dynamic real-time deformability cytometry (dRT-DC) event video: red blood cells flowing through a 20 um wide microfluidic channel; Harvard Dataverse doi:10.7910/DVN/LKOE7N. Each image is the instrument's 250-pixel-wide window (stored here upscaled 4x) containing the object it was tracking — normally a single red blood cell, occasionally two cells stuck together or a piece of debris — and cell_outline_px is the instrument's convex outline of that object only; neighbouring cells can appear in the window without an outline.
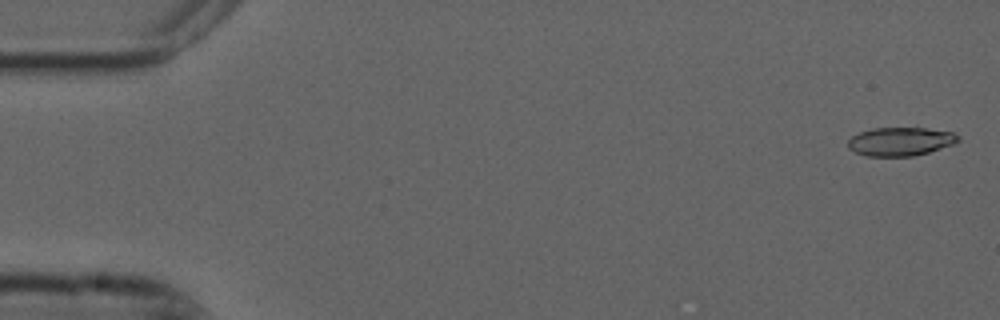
{"species": "common noctule bat (a hibernating species)", "species_latin": "Nyctalus noctula", "temperature_condition": "cold", "stored_images_in_passage": 5, "camera_frame_rate_fps": 3000, "um_per_image_px": 0.085, "animal": {"sex": "male", "forearm_length_mm": 52.5}, "frame": {"image": 1, "passage_image": 1, "time_ms": 0.0, "image_size_px": [1000, 320], "cell_outline_px": [[960, 140], [952, 144], [928, 152], [912, 156], [864, 156], [848, 148], [848, 140], [852, 136], [860, 132], [872, 128], [924, 128], [952, 132], [960, 136]], "centroid_in_image_um": [76.51, 12.02], "position_along_channel_um": 8.5, "area_um2": 18.21}}
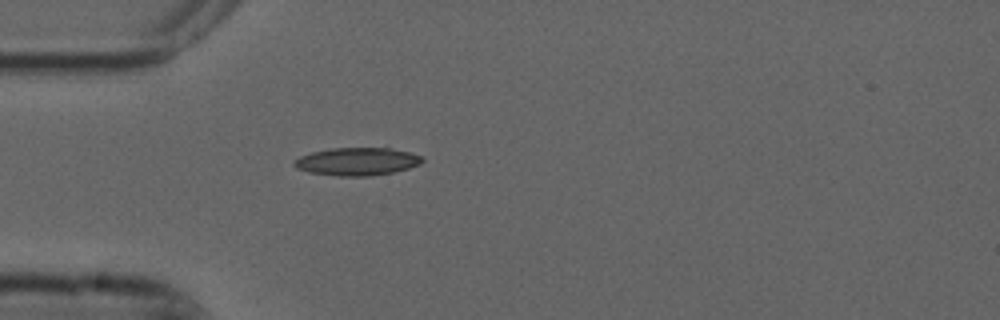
{"frame": {"image": 2, "passage_image": 5, "time_ms": 1.333, "image_size_px": [1000, 320], "cell_outline_px": [[424, 160], [420, 164], [408, 168], [392, 172], [372, 176], [336, 176], [308, 172], [296, 168], [292, 164], [292, 160], [300, 156], [312, 152], [332, 148], [388, 144], [424, 156]], "centroid_in_image_um": [30.44, 13.66], "position_along_channel_um": 54.6, "area_um2": 22.14}}